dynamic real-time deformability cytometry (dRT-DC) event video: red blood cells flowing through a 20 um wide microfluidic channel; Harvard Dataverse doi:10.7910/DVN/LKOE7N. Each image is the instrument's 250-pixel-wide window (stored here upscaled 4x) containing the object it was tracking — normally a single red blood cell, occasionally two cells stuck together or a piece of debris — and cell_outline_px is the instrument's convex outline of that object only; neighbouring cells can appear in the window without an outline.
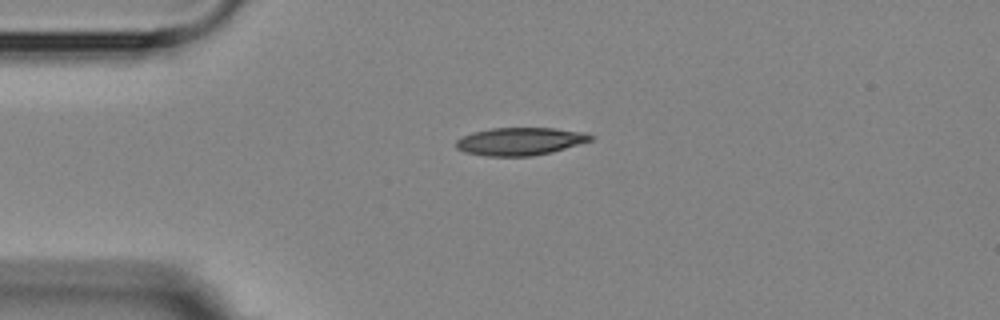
{"species": "Egyptian fruit bat (a non-hibernating species)", "species_latin": "Rousettus aegyptiacus", "temperature_condition": "room temperature", "stored_images_in_passage": 2, "camera_frame_rate_fps": 3000, "um_per_image_px": 0.085, "animal": {"sex": "female"}, "frame": {"image": 1, "passage_image": 1, "time_ms": 0.0, "image_size_px": [1000, 320], "cell_outline_px": [[596, 136], [592, 140], [552, 152], [532, 156], [484, 156], [464, 152], [456, 148], [456, 140], [472, 132], [492, 128], [552, 128], [580, 132]], "centroid_in_image_um": [44.18, 12.02], "position_along_channel_um": 40.8, "area_um2": 21.68}}